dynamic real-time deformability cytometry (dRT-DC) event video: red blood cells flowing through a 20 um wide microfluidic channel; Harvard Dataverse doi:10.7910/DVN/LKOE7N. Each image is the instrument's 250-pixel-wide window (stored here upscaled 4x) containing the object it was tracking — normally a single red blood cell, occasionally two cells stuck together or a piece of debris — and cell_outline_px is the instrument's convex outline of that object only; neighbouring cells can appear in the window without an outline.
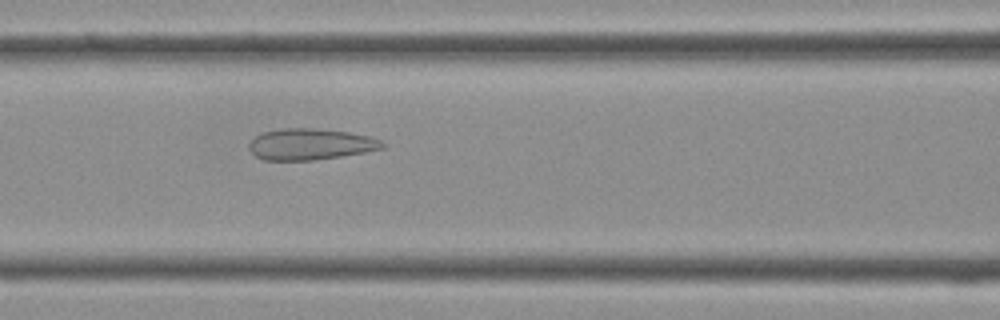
{"species": "Egyptian fruit bat (a non-hibernating species)", "species_latin": "Rousettus aegyptiacus", "temperature_condition": "cold", "stored_images_in_passage": 29, "camera_frame_rate_fps": 3000, "um_per_image_px": 0.085, "frame": {"image": 1, "passage_image": 6, "time_ms": 1.667, "image_size_px": [1000, 320], "cell_outline_px": [[388, 144], [384, 148], [364, 152], [316, 160], [264, 160], [256, 156], [248, 148], [248, 144], [256, 136], [264, 132], [280, 128], [308, 128], [348, 132], [372, 136]], "centroid_in_image_um": [26.41, 12.26], "position_along_channel_um": 140.2, "area_um2": 24.28}}
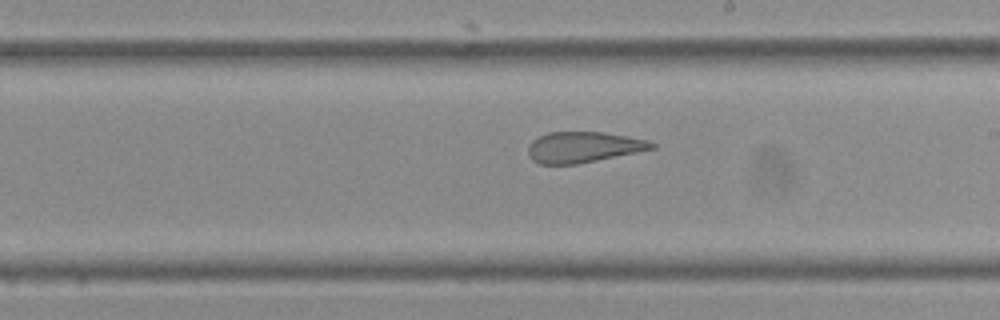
{"frame": {"image": 2, "passage_image": 12, "time_ms": 3.667, "image_size_px": [1000, 320], "cell_outline_px": [[656, 148], [576, 164], [540, 164], [532, 160], [528, 156], [528, 144], [532, 140], [548, 132], [604, 132], [628, 136], [648, 140], [656, 144]], "centroid_in_image_um": [49.56, 12.5], "position_along_channel_um": 239.4, "area_um2": 22.14}}
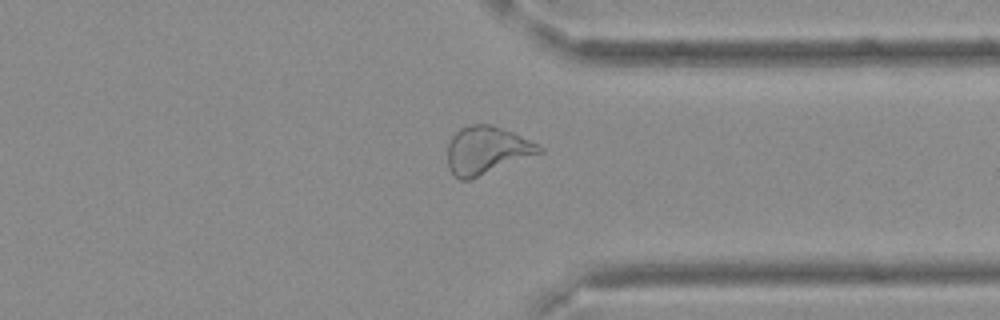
{"frame": {"image": 3, "passage_image": 20, "time_ms": 6.333, "image_size_px": [1000, 320], "cell_outline_px": [[544, 152], [472, 180], [460, 180], [448, 168], [448, 144], [452, 136], [460, 128], [472, 124], [488, 124], [512, 132], [544, 148]], "centroid_in_image_um": [41.36, 12.8], "position_along_channel_um": 370.0, "area_um2": 25.55}}